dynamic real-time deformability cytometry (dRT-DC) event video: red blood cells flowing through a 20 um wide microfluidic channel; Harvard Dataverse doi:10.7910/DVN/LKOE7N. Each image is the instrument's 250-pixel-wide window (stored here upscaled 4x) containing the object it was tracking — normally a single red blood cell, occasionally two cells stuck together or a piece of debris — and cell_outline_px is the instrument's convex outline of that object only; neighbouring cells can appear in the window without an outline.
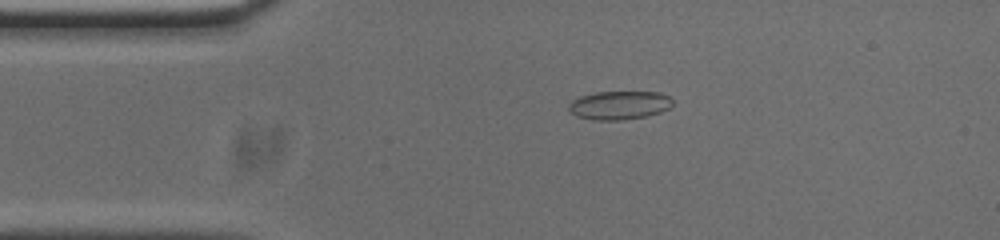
{"species": "common noctule bat (a hibernating species)", "species_latin": "Nyctalus noctula", "temperature_condition": "cold", "stored_images_in_passage": 45, "camera_frame_rate_fps": 3000, "um_per_image_px": 0.085, "animal": {"sex": "male", "body_mass_g": 20.0, "forearm_length_mm": 53.3}, "frame": {"image": 1, "passage_image": 2, "time_ms": 0.333, "image_size_px": [1000, 240], "cell_outline_px": [[672, 104], [668, 108], [660, 112], [648, 116], [620, 120], [592, 120], [576, 116], [568, 108], [568, 104], [572, 100], [580, 96], [596, 92], [660, 92], [668, 96], [672, 100]], "centroid_in_image_um": [52.62, 8.94], "position_along_channel_um": 32.4, "area_um2": 17.28}}
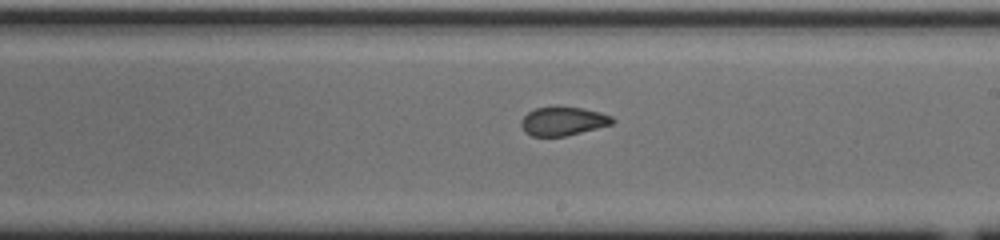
{"frame": {"image": 2, "passage_image": 21, "time_ms": 6.667, "image_size_px": [1000, 240], "cell_outline_px": [[616, 120], [612, 124], [564, 136], [532, 136], [524, 132], [520, 124], [520, 120], [528, 112], [536, 108], [556, 104], [580, 108], [600, 112], [612, 116]], "centroid_in_image_um": [47.82, 10.26], "position_along_channel_um": 241.2, "area_um2": 15.55}}
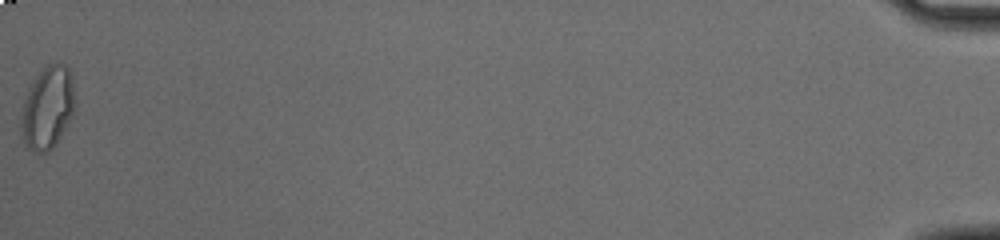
{"frame": {"image": 3, "passage_image": 45, "time_ms": 14.667, "image_size_px": [1000, 240], "cell_outline_px": [[76, 104], [72, 116], [56, 144], [48, 152], [36, 152], [28, 148], [24, 144], [20, 132], [20, 120], [24, 100], [28, 88], [32, 80], [48, 64], [68, 64], [72, 72]], "centroid_in_image_um": [4.05, 9.15], "position_along_channel_um": 431.1, "area_um2": 26.41}, "authors_computed_cell_mechanics": {"area_um2": 16.6464, "velocity_mm_per_s": 3.7818, "shape_relaxation_time_tau1_ms": null, "shape_relaxation_time_tau2_ms": 1.3203, "deformation_change_tau1": null, "deformation_change_tau2": 0.0659}}